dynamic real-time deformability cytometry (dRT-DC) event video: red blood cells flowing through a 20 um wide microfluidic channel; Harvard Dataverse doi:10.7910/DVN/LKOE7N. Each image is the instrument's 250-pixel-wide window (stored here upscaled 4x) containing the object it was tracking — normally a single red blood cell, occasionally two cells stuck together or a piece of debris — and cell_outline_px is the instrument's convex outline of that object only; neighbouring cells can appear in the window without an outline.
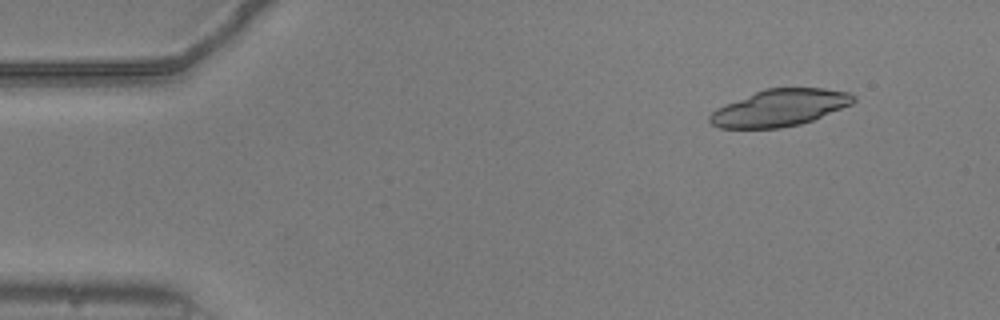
{"species": "common noctule bat (a hibernating species)", "species_latin": "Nyctalus noctula", "temperature_condition": "warm", "stored_images_in_passage": 54, "camera_frame_rate_fps": 3000, "um_per_image_px": 0.085, "animal": {"sex": "male", "body_mass_g": 20.5, "forearm_length_mm": 52.5}, "frame": {"image": 1, "passage_image": 6, "time_ms": 1.667, "image_size_px": [1000, 320], "cell_outline_px": [[856, 100], [852, 104], [812, 120], [800, 124], [780, 128], [720, 128], [712, 124], [708, 120], [708, 116], [716, 108], [724, 104], [764, 88], [824, 88], [848, 92], [856, 96]], "centroid_in_image_um": [66.26, 9.16], "position_along_channel_um": 18.7, "area_um2": 30.87}}